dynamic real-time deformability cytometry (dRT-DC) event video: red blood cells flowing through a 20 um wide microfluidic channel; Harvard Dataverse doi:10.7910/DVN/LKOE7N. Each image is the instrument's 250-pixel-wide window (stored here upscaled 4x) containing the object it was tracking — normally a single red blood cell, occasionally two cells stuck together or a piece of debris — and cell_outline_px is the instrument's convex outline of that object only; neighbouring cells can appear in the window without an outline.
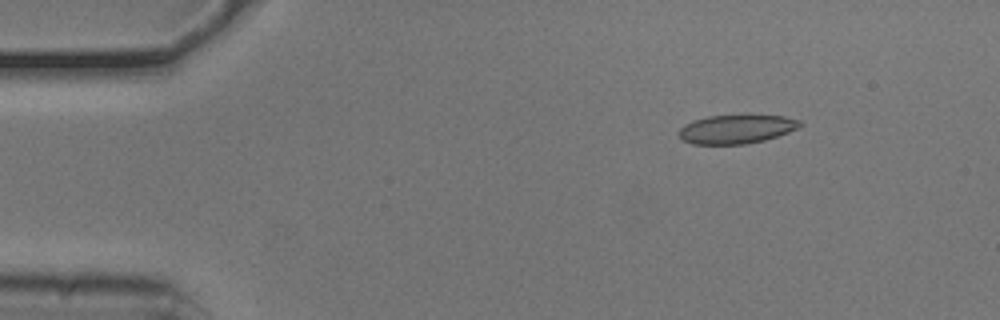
{"species": "common noctule bat (a hibernating species)", "species_latin": "Nyctalus noctula", "temperature_condition": "cold", "stored_images_in_passage": 49, "camera_frame_rate_fps": 3000, "um_per_image_px": 0.085, "animal": {"sex": "male", "body_mass_g": 20.5, "forearm_length_mm": 52.5}, "frame": {"image": 1, "passage_image": 2, "time_ms": 0.333, "image_size_px": [1000, 320], "cell_outline_px": [[804, 124], [788, 132], [764, 140], [744, 144], [692, 144], [684, 140], [680, 136], [680, 128], [684, 124], [692, 120], [708, 116], [784, 116], [800, 120]], "centroid_in_image_um": [62.58, 10.98], "position_along_channel_um": 22.4, "area_um2": 20.0}}
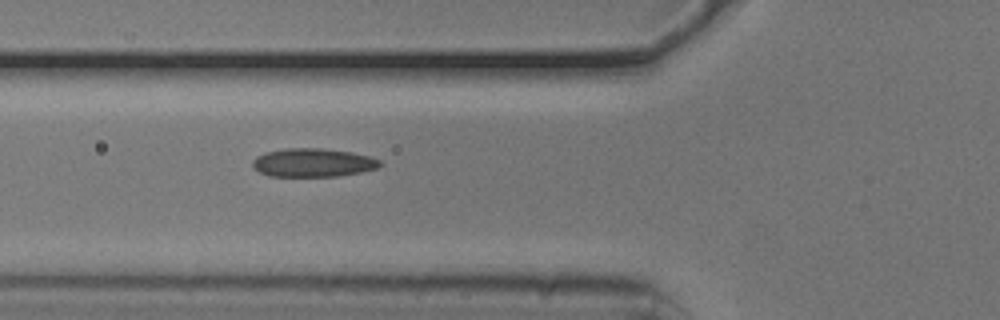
{"frame": {"image": 2, "passage_image": 14, "time_ms": 4.333, "image_size_px": [1000, 320], "cell_outline_px": [[384, 164], [376, 168], [360, 172], [340, 176], [268, 176], [252, 168], [252, 160], [256, 156], [264, 152], [284, 148], [320, 148], [352, 152], [368, 156], [380, 160]], "centroid_in_image_um": [26.57, 13.82], "position_along_channel_um": 99.2, "area_um2": 21.33}}
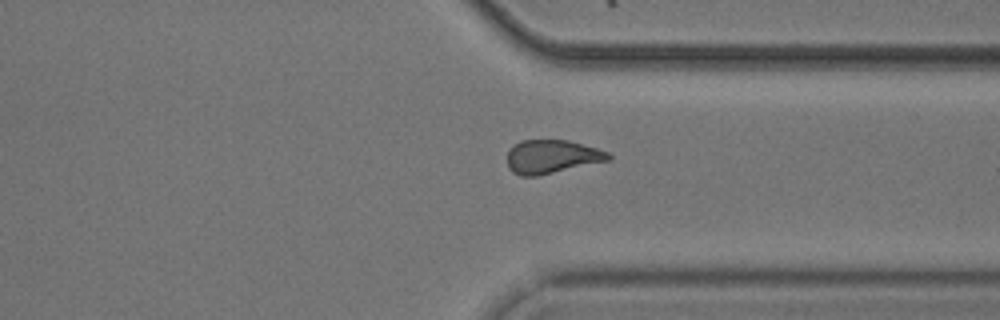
{"frame": {"image": 3, "passage_image": 35, "time_ms": 11.333, "image_size_px": [1000, 320], "cell_outline_px": [[612, 160], [536, 176], [520, 176], [512, 172], [508, 168], [508, 152], [512, 144], [520, 140], [568, 140], [596, 148], [608, 152], [612, 156]], "centroid_in_image_um": [46.9, 13.31], "position_along_channel_um": 364.5, "area_um2": 19.94}, "authors_computed_cell_mechanics": {"area_um2": 20.23, "velocity_mm_per_s": 3.7864, "shape_relaxation_time_tau1_ms": null, "shape_relaxation_time_tau2_ms": 2.8185, "deformation_change_tau1": null, "deformation_change_tau2": 0.0948}}